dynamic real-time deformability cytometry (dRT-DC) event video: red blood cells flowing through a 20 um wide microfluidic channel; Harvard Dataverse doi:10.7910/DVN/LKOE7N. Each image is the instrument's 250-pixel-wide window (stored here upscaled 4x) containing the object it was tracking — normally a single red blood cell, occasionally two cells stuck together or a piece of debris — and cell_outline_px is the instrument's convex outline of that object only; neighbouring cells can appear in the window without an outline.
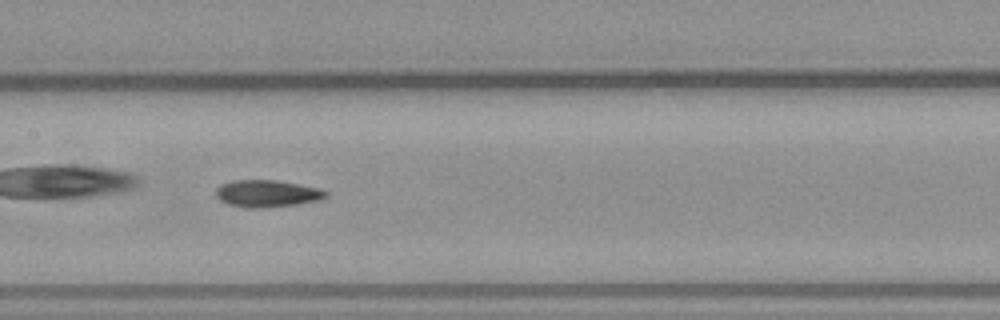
{"species": "common noctule bat (a hibernating species)", "species_latin": "Nyctalus noctula", "temperature_condition": "warm", "stored_images_in_passage": 33, "camera_frame_rate_fps": 3000, "um_per_image_px": 0.085, "animal": {"sex": "male", "body_mass_g": 23.1, "forearm_length_mm": 52.7}, "frame": {"image": 1, "passage_image": 10, "time_ms": 3.0, "image_size_px": [1000, 320], "cell_outline_px": [[328, 196], [320, 200], [296, 204], [264, 208], [248, 208], [228, 204], [220, 200], [216, 196], [216, 188], [220, 184], [232, 180], [276, 180], [316, 188], [328, 192]], "centroid_in_image_um": [22.66, 16.45], "position_along_channel_um": 184.7, "area_um2": 17.28}, "authors_computed_cell_mechanics": {"area_um2": 17.1666, "velocity_mm_per_s": 3.8515, "shape_relaxation_time_tau1_ms": 6.1, "shape_relaxation_time_tau2_ms": 3.0632, "deformation_change_tau1": 0.169, "deformation_change_tau2": 0.098}}